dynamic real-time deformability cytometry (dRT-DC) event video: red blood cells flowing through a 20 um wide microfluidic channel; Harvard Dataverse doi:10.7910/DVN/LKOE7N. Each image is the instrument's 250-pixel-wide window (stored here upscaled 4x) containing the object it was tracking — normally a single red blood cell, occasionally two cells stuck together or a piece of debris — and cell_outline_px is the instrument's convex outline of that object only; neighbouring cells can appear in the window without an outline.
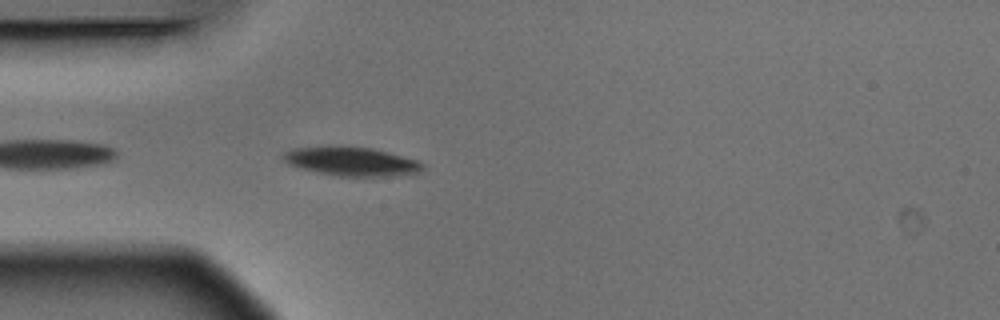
{"species": "Egyptian fruit bat (a non-hibernating species)", "species_latin": "Rousettus aegyptiacus", "temperature_condition": "warm", "stored_images_in_passage": 3, "camera_frame_rate_fps": 3000, "um_per_image_px": 0.085, "animal": {"sex": "male"}, "frame": {"image": 1, "passage_image": 3, "time_ms": 0.667, "image_size_px": [1000, 320], "cell_outline_px": [[424, 168], [420, 172], [384, 176], [340, 176], [300, 168], [288, 164], [280, 156], [284, 152], [292, 148], [372, 148], [388, 152], [416, 160], [424, 164]], "centroid_in_image_um": [29.88, 13.74], "position_along_channel_um": 55.1, "area_um2": 22.54}}